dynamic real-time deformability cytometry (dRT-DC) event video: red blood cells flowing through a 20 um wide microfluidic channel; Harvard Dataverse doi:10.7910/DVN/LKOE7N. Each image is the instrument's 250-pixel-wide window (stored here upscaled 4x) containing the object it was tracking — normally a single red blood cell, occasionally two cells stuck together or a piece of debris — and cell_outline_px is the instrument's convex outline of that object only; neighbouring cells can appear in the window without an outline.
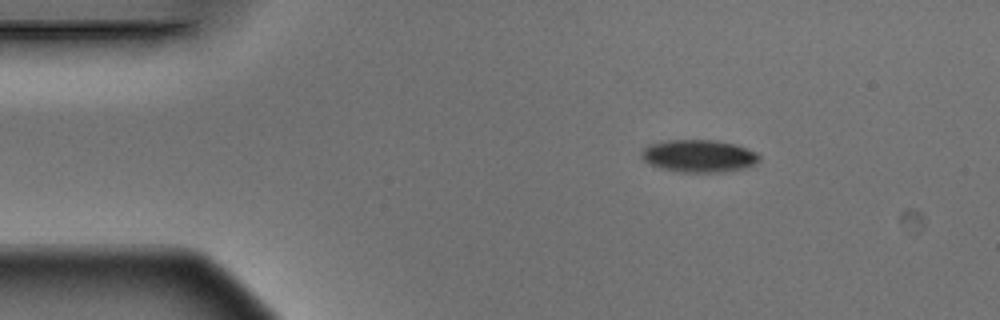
{"species": "Egyptian fruit bat (a non-hibernating species)", "species_latin": "Rousettus aegyptiacus", "temperature_condition": "warm", "stored_images_in_passage": 2, "camera_frame_rate_fps": 3000, "um_per_image_px": 0.085, "animal": {"sex": "male"}, "frame": {"image": 1, "passage_image": 2, "time_ms": 0.333, "image_size_px": [1000, 320], "cell_outline_px": [[760, 160], [756, 164], [744, 168], [724, 172], [676, 172], [660, 168], [648, 164], [640, 156], [640, 152], [648, 144], [664, 140], [716, 140], [736, 144], [756, 152], [760, 156]], "centroid_in_image_um": [59.38, 13.26], "position_along_channel_um": 25.6, "area_um2": 22.66}}